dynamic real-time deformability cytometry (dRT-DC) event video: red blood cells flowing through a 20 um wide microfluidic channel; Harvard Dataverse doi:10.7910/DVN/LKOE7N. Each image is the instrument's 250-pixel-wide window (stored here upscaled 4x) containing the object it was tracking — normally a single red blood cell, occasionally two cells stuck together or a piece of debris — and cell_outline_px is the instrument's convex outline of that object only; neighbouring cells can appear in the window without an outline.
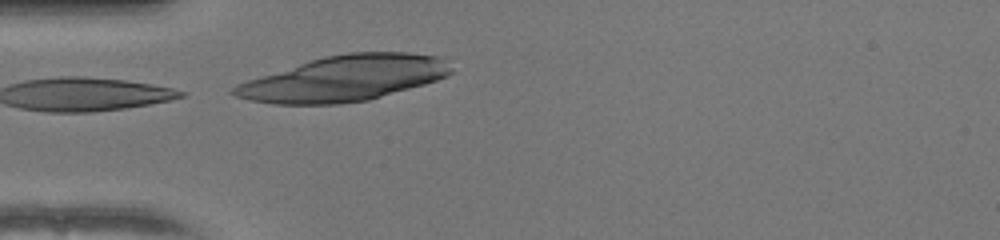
{"species": "human", "species_latin": "Homo sapiens", "temperature_condition": "warm", "stored_images_in_passage": 7, "camera_frame_rate_fps": 3000, "um_per_image_px": 0.085, "donor": {"sex": "female"}, "frame": {"image": 1, "passage_image": 7, "time_ms": 2.0, "image_size_px": [1000, 240], "cell_outline_px": [[452, 72], [448, 76], [424, 84], [368, 100], [340, 104], [272, 104], [252, 100], [236, 96], [228, 92], [236, 84], [248, 80], [324, 56], [348, 52], [408, 52], [440, 56], [448, 60], [452, 68]], "centroid_in_image_um": [29.3, 6.66], "position_along_channel_um": 55.7, "area_um2": 57.34}}